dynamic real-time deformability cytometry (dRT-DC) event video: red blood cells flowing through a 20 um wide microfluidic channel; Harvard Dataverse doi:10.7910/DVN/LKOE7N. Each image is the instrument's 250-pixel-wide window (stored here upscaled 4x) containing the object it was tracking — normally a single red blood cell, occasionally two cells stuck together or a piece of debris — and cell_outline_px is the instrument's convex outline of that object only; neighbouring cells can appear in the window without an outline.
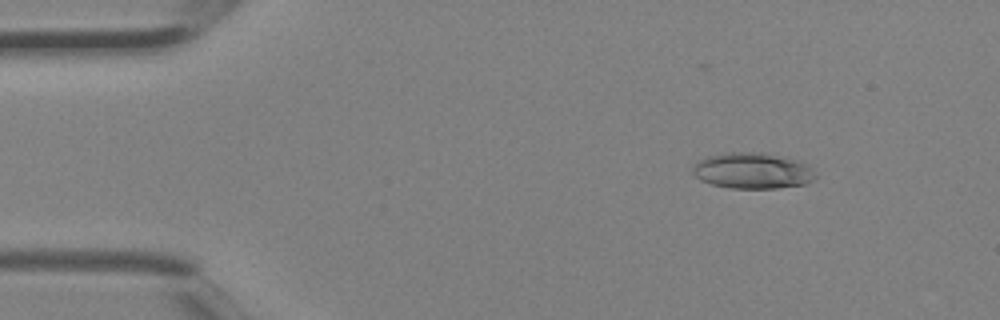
{"species": "Egyptian fruit bat (a non-hibernating species)", "species_latin": "Rousettus aegyptiacus", "temperature_condition": "room temperature", "stored_images_in_passage": 3, "camera_frame_rate_fps": 3000, "um_per_image_px": 0.085, "animal": {"sex": "female"}, "frame": {"image": 1, "passage_image": 3, "time_ms": 0.667, "image_size_px": [1000, 320], "cell_outline_px": [[816, 176], [808, 184], [776, 188], [728, 188], [712, 184], [700, 180], [692, 172], [692, 168], [700, 160], [712, 156], [728, 152], [752, 152], [776, 156], [796, 160], [808, 164], [812, 168]], "centroid_in_image_um": [63.98, 14.53], "position_along_channel_um": 21.0, "area_um2": 25.37}}